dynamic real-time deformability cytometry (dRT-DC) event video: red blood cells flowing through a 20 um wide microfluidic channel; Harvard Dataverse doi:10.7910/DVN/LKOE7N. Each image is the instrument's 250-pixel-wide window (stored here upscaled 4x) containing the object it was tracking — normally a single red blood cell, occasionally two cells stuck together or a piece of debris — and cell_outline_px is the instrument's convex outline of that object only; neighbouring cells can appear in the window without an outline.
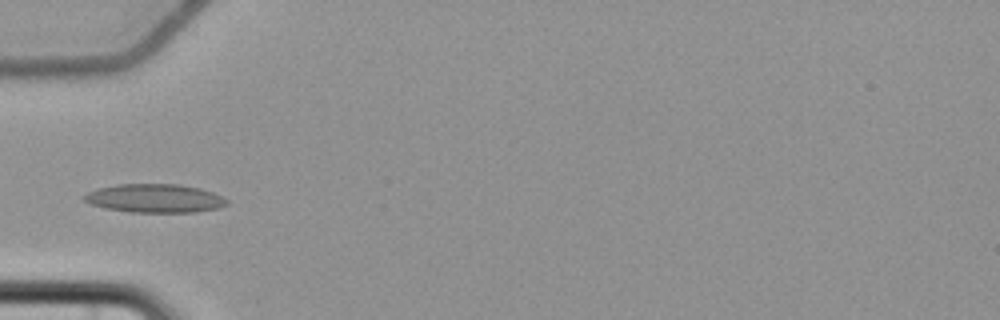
{"species": "common noctule bat (a hibernating species)", "species_latin": "Nyctalus noctula", "temperature_condition": "cold", "stored_images_in_passage": 6, "camera_frame_rate_fps": 3000, "um_per_image_px": 0.085, "animal": {"sex": "female", "body_mass_g": 22.7, "forearm_length_mm": 54.2}, "frame": {"image": 1, "passage_image": 6, "time_ms": 6.0, "image_size_px": [1000, 320], "cell_outline_px": [[228, 204], [216, 208], [196, 212], [128, 212], [104, 208], [92, 204], [84, 200], [84, 196], [88, 192], [100, 188], [116, 184], [180, 184], [200, 188], [212, 192], [228, 200]], "centroid_in_image_um": [13.16, 16.85], "position_along_channel_um": 71.8, "area_um2": 23.64}}